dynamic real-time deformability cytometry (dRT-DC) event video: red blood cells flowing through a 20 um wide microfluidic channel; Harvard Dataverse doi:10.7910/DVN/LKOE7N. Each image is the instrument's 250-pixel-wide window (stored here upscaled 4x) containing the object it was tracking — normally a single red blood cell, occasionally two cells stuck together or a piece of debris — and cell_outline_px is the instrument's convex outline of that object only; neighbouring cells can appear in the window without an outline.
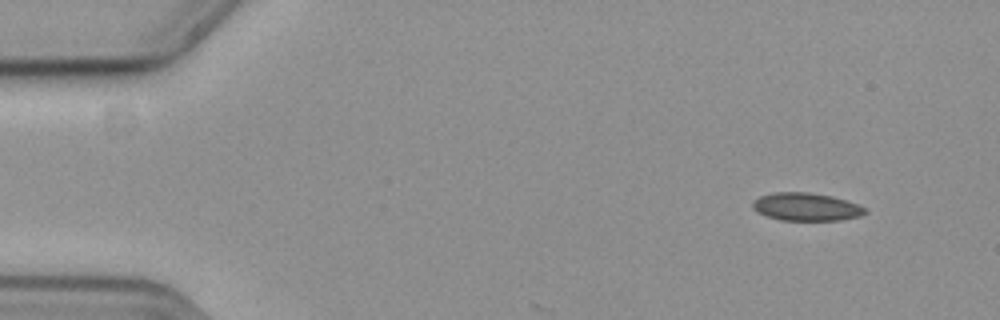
{"species": "common noctule bat (a hibernating species)", "species_latin": "Nyctalus noctula", "temperature_condition": "cold", "stored_images_in_passage": 8, "camera_frame_rate_fps": 3000, "um_per_image_px": 0.085, "animal": {"sex": "female", "body_mass_g": 19.3, "forearm_length_mm": 54.1}, "frame": {"image": 1, "passage_image": 5, "time_ms": 1.333, "image_size_px": [1000, 320], "cell_outline_px": [[868, 212], [860, 216], [840, 220], [780, 220], [768, 216], [752, 208], [752, 200], [760, 196], [772, 192], [808, 192], [832, 196], [856, 204], [864, 208]], "centroid_in_image_um": [68.5, 17.57], "position_along_channel_um": 16.5, "area_um2": 18.15}}